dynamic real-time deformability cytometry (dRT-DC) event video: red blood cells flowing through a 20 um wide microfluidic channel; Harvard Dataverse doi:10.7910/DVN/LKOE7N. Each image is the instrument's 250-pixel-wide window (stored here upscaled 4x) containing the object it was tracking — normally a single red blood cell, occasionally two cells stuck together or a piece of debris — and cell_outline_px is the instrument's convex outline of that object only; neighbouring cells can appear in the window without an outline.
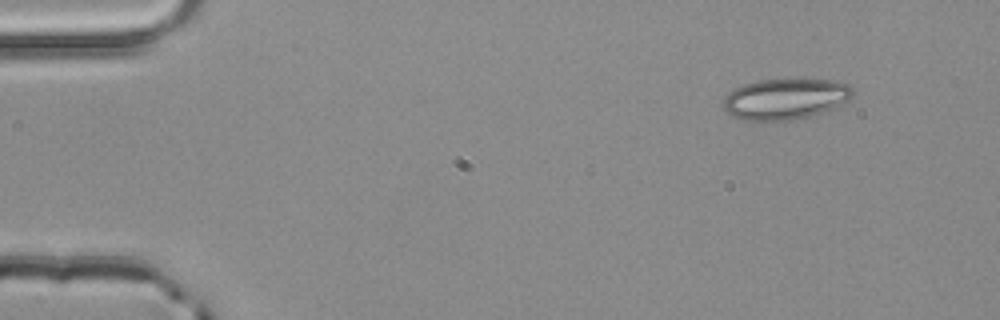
{"species": "common noctule bat (a hibernating species)", "species_latin": "Nyctalus noctula", "temperature_condition": "room temperature", "stored_images_in_passage": 4, "segment_of_instrument_passage": [2, 2], "camera_frame_rate_fps": 3000, "um_per_image_px": 0.085, "animal": {"sex": "male", "body_mass_g": 20.4}, "frame": {"image": 1, "passage_image": 4, "time_ms": 1.0, "image_size_px": [1000, 320], "cell_outline_px": [[856, 92], [848, 100], [832, 108], [808, 116], [792, 120], [764, 124], [740, 120], [724, 112], [724, 96], [728, 92], [744, 84], [756, 80], [788, 76], [836, 80], [848, 84], [856, 88]], "centroid_in_image_um": [66.73, 8.39], "position_along_channel_um": 18.3, "area_um2": 32.71}}